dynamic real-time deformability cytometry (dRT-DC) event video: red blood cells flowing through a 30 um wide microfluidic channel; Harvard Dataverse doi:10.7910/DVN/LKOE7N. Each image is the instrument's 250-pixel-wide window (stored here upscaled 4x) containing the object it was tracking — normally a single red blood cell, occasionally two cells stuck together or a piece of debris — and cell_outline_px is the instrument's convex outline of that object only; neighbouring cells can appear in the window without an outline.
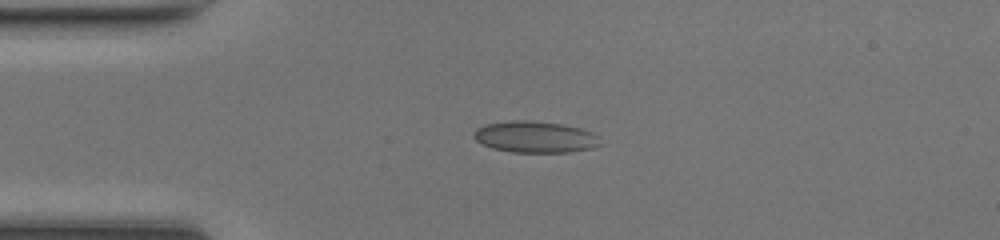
{"species": "common noctule bat (a hibernating species)", "species_latin": "Nyctalus noctula", "temperature_condition": "room temperature", "stored_images_in_passage": 37, "camera_frame_rate_fps": 3000, "um_per_image_px": 0.085, "animal": {"sex": "female", "body_mass_g": 17.0, "forearm_length_mm": 48.0}, "frame": {"image": 1, "passage_image": 1, "time_ms": 0.0, "image_size_px": [1000, 240], "cell_outline_px": [[600, 144], [592, 148], [568, 152], [512, 152], [492, 148], [476, 140], [472, 136], [472, 132], [476, 128], [484, 124], [512, 120], [528, 120], [560, 124], [580, 128], [592, 132], [600, 136]], "centroid_in_image_um": [45.46, 11.63], "position_along_channel_um": 39.5, "area_um2": 23.24}}
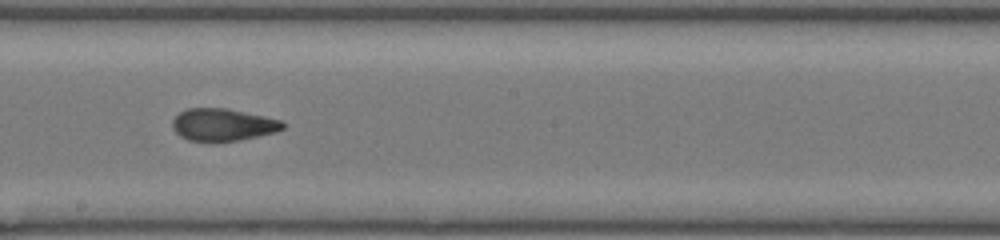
{"frame": {"image": 2, "passage_image": 16, "time_ms": 5.0, "image_size_px": [1000, 240], "cell_outline_px": [[284, 128], [276, 132], [240, 140], [188, 140], [180, 136], [172, 128], [172, 120], [180, 112], [188, 108], [224, 108], [264, 116], [280, 120], [284, 124]], "centroid_in_image_um": [18.93, 10.59], "position_along_channel_um": 229.3, "area_um2": 20.4}}
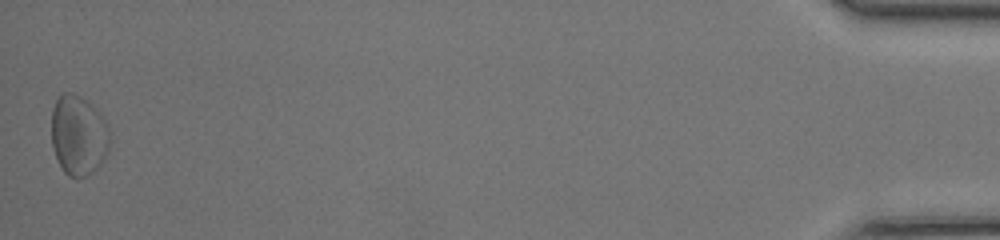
{"frame": {"image": 3, "passage_image": 37, "time_ms": 12.0, "image_size_px": [1000, 240], "cell_outline_px": [[108, 152], [104, 160], [88, 176], [76, 180], [68, 176], [64, 172], [52, 148], [52, 108], [56, 100], [64, 92], [72, 92], [80, 96], [92, 104], [104, 120], [108, 128]], "centroid_in_image_um": [6.65, 11.53], "position_along_channel_um": 428.5, "area_um2": 27.28}, "authors_computed_cell_mechanics": {"area_um2": 21.0392, "velocity_mm_per_s": 4.3201, "shape_relaxation_time_tau1_ms": null, "shape_relaxation_time_tau2_ms": 1.6025, "deformation_change_tau1": null, "deformation_change_tau2": 0.0598}}